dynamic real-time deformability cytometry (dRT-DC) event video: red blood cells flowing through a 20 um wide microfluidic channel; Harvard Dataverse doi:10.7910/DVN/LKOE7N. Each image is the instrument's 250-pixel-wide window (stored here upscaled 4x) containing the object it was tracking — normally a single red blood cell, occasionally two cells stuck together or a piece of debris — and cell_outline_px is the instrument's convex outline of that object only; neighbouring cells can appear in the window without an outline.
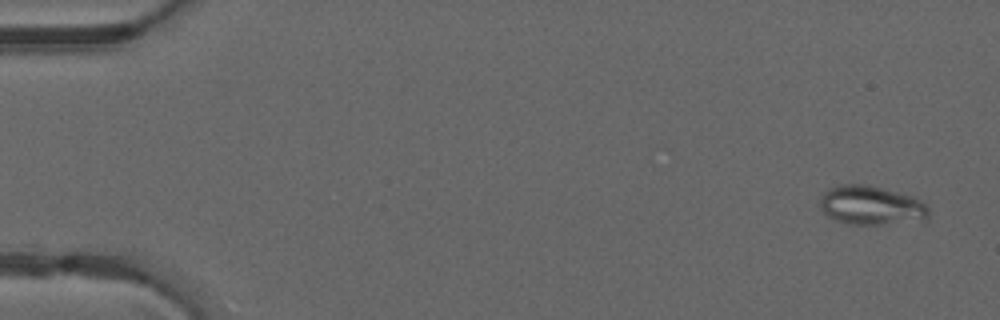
{"species": "common noctule bat (a hibernating species)", "species_latin": "Nyctalus noctula", "temperature_condition": "warm", "stored_images_in_passage": 49, "camera_frame_rate_fps": 3000, "um_per_image_px": 0.085, "animal": {"sex": "male", "forearm_length_mm": 52.5}, "frame": {"image": 1, "passage_image": 2, "time_ms": 0.333, "image_size_px": [1000, 320], "cell_outline_px": [[928, 216], [924, 220], [880, 224], [848, 224], [836, 220], [828, 216], [820, 208], [820, 196], [828, 188], [836, 184], [868, 184], [912, 196], [920, 200], [928, 208]], "centroid_in_image_um": [74.0, 17.44], "position_along_channel_um": 11.0, "area_um2": 24.74}}
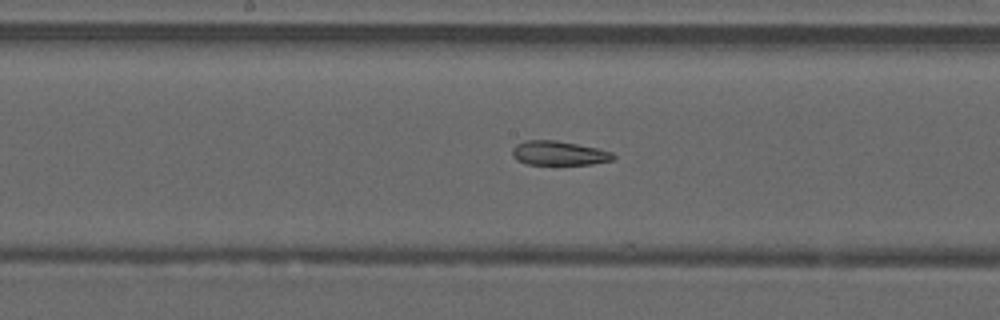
{"frame": {"image": 2, "passage_image": 26, "time_ms": 8.333, "image_size_px": [1000, 320], "cell_outline_px": [[616, 156], [612, 160], [592, 164], [528, 164], [516, 160], [512, 156], [512, 148], [516, 144], [524, 140], [556, 140], [596, 148], [612, 152]], "centroid_in_image_um": [47.47, 13.01], "position_along_channel_um": 200.7, "area_um2": 14.22}}
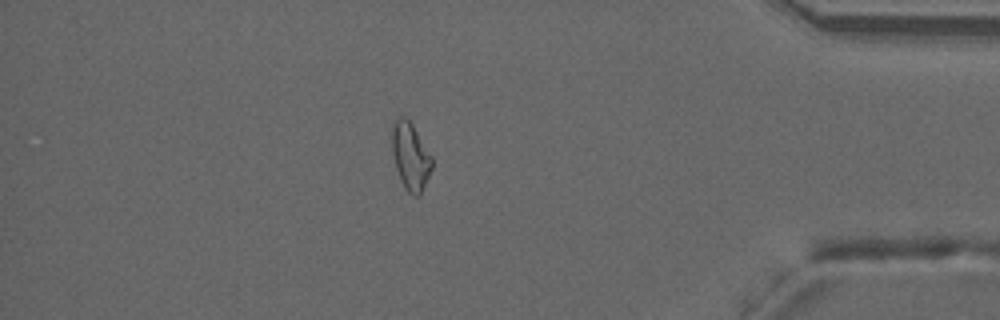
{"frame": {"image": 3, "passage_image": 43, "time_ms": 14.0, "image_size_px": [1000, 320], "cell_outline_px": [[432, 168], [420, 196], [412, 196], [404, 188], [400, 180], [396, 168], [392, 152], [392, 124], [400, 116], [404, 116], [412, 124], [432, 156]], "centroid_in_image_um": [34.89, 13.31], "position_along_channel_um": 400.3, "area_um2": 15.72}, "authors_computed_cell_mechanics": {"area_um2": 16.762, "velocity_mm_per_s": 4.1533, "shape_relaxation_time_tau1_ms": null, "shape_relaxation_time_tau2_ms": 6.567, "deformation_change_tau1": null, "deformation_change_tau2": 0.1758}}